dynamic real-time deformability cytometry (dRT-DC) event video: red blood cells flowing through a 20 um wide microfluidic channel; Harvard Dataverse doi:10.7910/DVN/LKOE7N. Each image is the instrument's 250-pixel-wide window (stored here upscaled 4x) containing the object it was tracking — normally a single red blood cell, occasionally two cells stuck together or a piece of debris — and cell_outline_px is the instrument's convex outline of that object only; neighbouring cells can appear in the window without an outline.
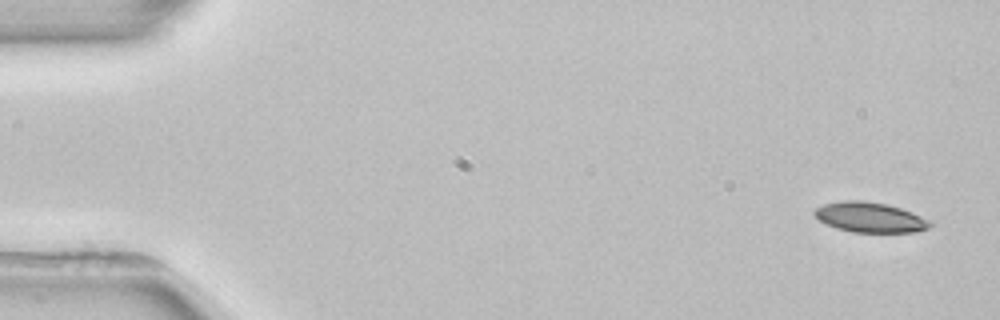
{"species": "common noctule bat (a hibernating species)", "species_latin": "Nyctalus noctula", "temperature_condition": "room temperature", "stored_images_in_passage": 3, "camera_frame_rate_fps": 3000, "um_per_image_px": 0.085, "animal": {"sex": "female", "body_mass_g": 22.7, "forearm_length_mm": 54.2}, "frame": {"image": 1, "passage_image": 1, "time_ms": 0.0, "image_size_px": [1000, 320], "cell_outline_px": [[936, 220], [928, 228], [916, 232], [852, 232], [836, 228], [820, 220], [812, 212], [816, 208], [824, 204], [844, 200], [864, 200], [888, 204]], "centroid_in_image_um": [74.02, 18.47], "position_along_channel_um": 11.0, "area_um2": 20.52}}